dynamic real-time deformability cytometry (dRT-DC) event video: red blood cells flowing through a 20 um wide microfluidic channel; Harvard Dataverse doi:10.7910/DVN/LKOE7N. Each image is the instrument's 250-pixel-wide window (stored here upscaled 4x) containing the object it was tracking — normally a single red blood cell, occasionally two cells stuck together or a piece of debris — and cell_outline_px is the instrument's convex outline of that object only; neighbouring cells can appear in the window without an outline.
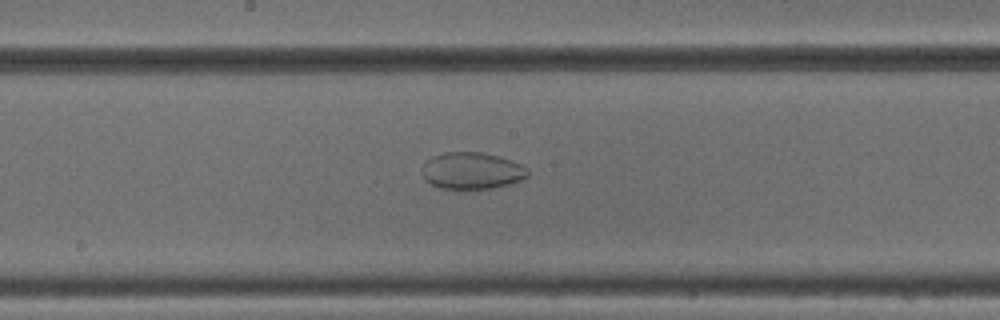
{"species": "common noctule bat (a hibernating species)", "species_latin": "Nyctalus noctula", "temperature_condition": "cold", "stored_images_in_passage": 36, "camera_frame_rate_fps": 3000, "um_per_image_px": 0.085, "animal": {"sex": "male", "body_mass_g": 18.8}, "frame": {"image": 1, "passage_image": 24, "time_ms": 7.667, "image_size_px": [1000, 320], "cell_outline_px": [[528, 176], [520, 180], [508, 184], [488, 188], [440, 188], [424, 180], [420, 168], [428, 160], [444, 152], [480, 152], [500, 156], [520, 164], [528, 168]], "centroid_in_image_um": [40.09, 14.5], "position_along_channel_um": 208.1, "area_um2": 22.43}}